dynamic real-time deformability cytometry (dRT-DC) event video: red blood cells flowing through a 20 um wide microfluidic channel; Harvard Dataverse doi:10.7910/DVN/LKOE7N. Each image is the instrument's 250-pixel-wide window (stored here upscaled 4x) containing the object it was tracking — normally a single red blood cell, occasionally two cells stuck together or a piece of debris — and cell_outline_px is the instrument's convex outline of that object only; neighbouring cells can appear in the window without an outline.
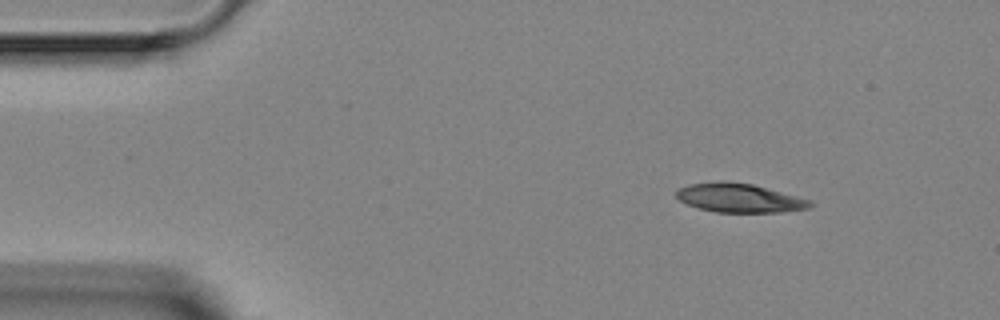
{"species": "Egyptian fruit bat (a non-hibernating species)", "species_latin": "Rousettus aegyptiacus", "temperature_condition": "room temperature", "stored_images_in_passage": 3, "camera_frame_rate_fps": 3000, "um_per_image_px": 0.085, "animal": {"sex": "female"}, "frame": {"image": 1, "passage_image": 1, "time_ms": 0.0, "image_size_px": [1000, 320], "cell_outline_px": [[812, 204], [808, 208], [780, 212], [716, 212], [696, 208], [680, 200], [676, 196], [676, 188], [688, 184], [720, 180], [724, 180], [752, 184], [812, 200]], "centroid_in_image_um": [62.79, 16.81], "position_along_channel_um": 22.2, "area_um2": 22.66}}
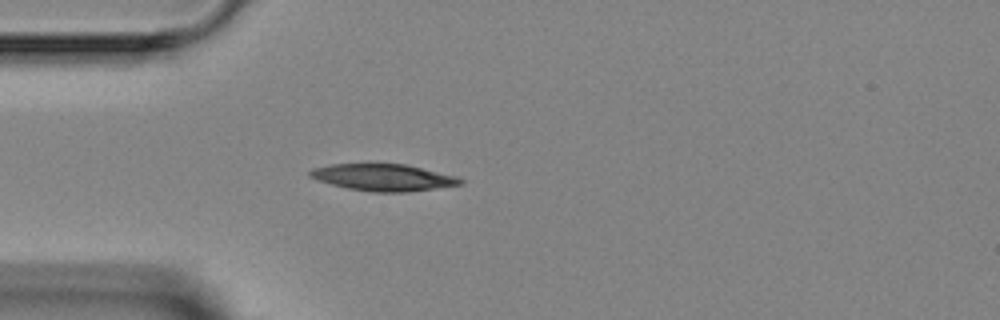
{"frame": {"image": 2, "passage_image": 3, "time_ms": 2.333, "image_size_px": [1000, 320], "cell_outline_px": [[464, 184], [436, 188], [404, 192], [376, 192], [348, 188], [316, 180], [308, 176], [308, 172], [312, 168], [332, 164], [368, 160], [404, 164], [456, 176], [464, 180]], "centroid_in_image_um": [32.51, 15.03], "position_along_channel_um": 52.5, "area_um2": 24.33}}